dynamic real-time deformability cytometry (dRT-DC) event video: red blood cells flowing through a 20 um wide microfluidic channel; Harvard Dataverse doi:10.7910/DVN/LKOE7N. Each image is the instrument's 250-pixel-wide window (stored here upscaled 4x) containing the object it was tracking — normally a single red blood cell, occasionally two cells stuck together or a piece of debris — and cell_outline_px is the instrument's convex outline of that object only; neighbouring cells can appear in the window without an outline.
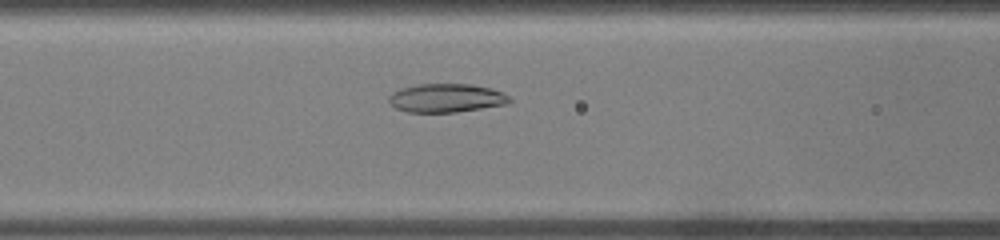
{"species": "common noctule bat (a hibernating species)", "species_latin": "Nyctalus noctula", "temperature_condition": "warm", "stored_images_in_passage": 30, "camera_frame_rate_fps": 3000, "um_per_image_px": 0.085, "animal": {"sex": "male", "body_mass_g": 19.0, "forearm_length_mm": 50.8}, "frame": {"image": 1, "passage_image": 8, "time_ms": 2.333, "image_size_px": [1000, 240], "cell_outline_px": [[512, 100], [508, 104], [456, 112], [408, 112], [396, 108], [388, 100], [388, 96], [392, 92], [400, 88], [416, 84], [472, 84], [492, 88], [504, 92]], "centroid_in_image_um": [37.95, 8.32], "position_along_channel_um": 128.7, "area_um2": 20.29}}
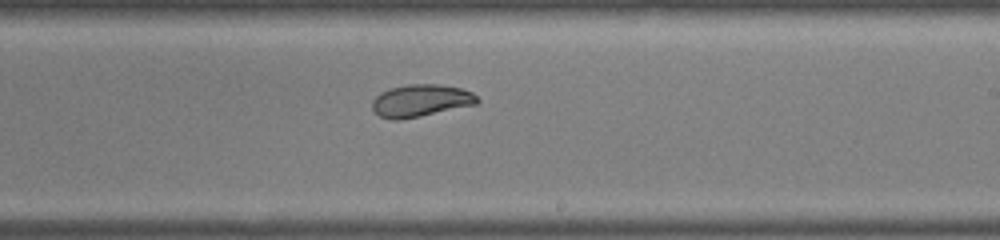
{"frame": {"image": 2, "passage_image": 15, "time_ms": 4.667, "image_size_px": [1000, 240], "cell_outline_px": [[480, 100], [476, 104], [420, 116], [400, 120], [392, 120], [380, 116], [372, 108], [372, 100], [380, 92], [388, 88], [408, 84], [440, 84], [460, 88], [472, 92]], "centroid_in_image_um": [35.74, 8.54], "position_along_channel_um": 253.3, "area_um2": 19.77}}
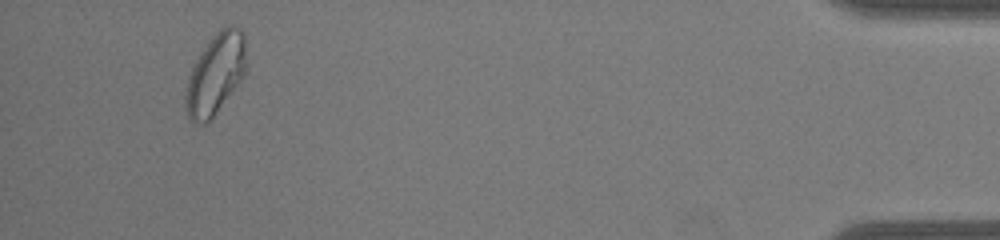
{"frame": {"image": 3, "passage_image": 28, "time_ms": 9.0, "image_size_px": [1000, 240], "cell_outline_px": [[244, 72], [240, 80], [212, 120], [204, 124], [196, 124], [188, 120], [184, 104], [184, 96], [188, 80], [192, 68], [200, 52], [208, 40], [220, 28], [228, 24], [232, 24], [240, 28], [244, 32]], "centroid_in_image_um": [18.27, 6.32], "position_along_channel_um": 416.9, "area_um2": 28.61}}